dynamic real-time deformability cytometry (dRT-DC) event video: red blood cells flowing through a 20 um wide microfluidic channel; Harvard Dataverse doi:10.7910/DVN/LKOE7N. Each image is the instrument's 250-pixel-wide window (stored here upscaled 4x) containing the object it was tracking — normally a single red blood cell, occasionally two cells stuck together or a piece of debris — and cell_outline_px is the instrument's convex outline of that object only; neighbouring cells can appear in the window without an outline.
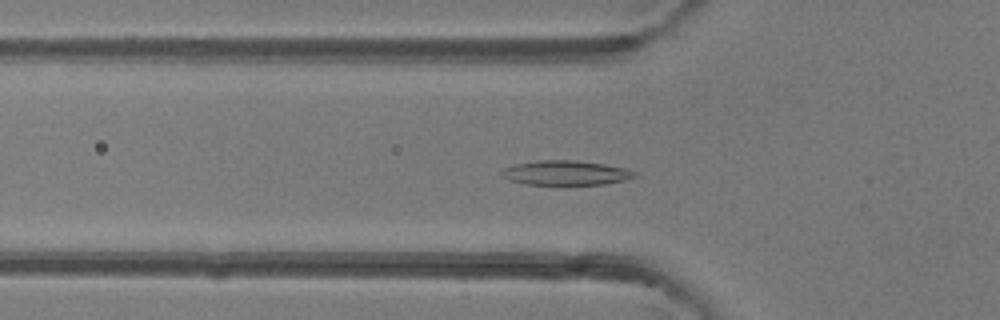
{"species": "common noctule bat (a hibernating species)", "species_latin": "Nyctalus noctula", "temperature_condition": "room temperature", "stored_images_in_passage": 49, "camera_frame_rate_fps": 3000, "um_per_image_px": 0.085, "animal": {"sex": "female"}, "frame": {"image": 1, "passage_image": 17, "time_ms": 5.333, "image_size_px": [1000, 320], "cell_outline_px": [[640, 176], [624, 180], [604, 184], [528, 184], [508, 180], [500, 172], [504, 168], [516, 164], [540, 160], [576, 160], [604, 164], [624, 168], [636, 172]], "centroid_in_image_um": [48.12, 14.69], "position_along_channel_um": 77.7, "area_um2": 18.84}}
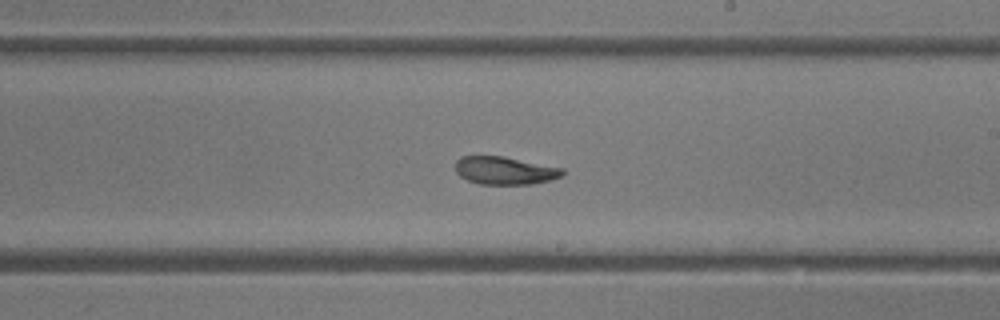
{"frame": {"image": 2, "passage_image": 29, "time_ms": 9.333, "image_size_px": [1000, 320], "cell_outline_px": [[564, 176], [532, 184], [480, 184], [468, 180], [460, 176], [456, 172], [456, 160], [460, 156], [504, 156], [564, 168]], "centroid_in_image_um": [42.92, 14.49], "position_along_channel_um": 246.1, "area_um2": 17.46}}
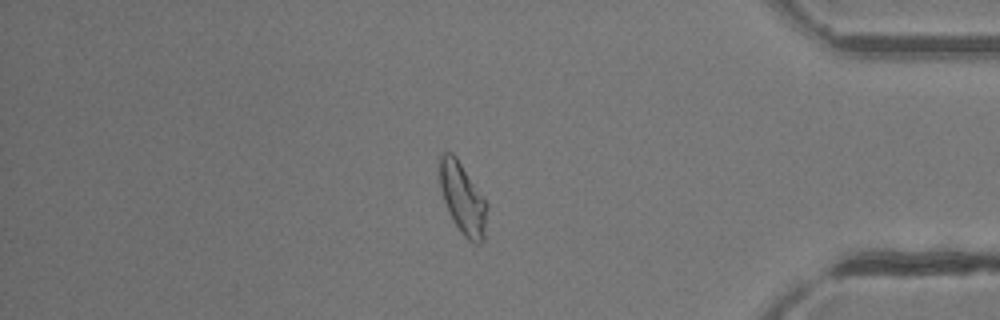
{"frame": {"image": 3, "passage_image": 42, "time_ms": 13.667, "image_size_px": [1000, 320], "cell_outline_px": [[488, 208], [484, 240], [480, 244], [476, 244], [468, 240], [464, 236], [452, 220], [448, 212], [440, 188], [440, 152], [452, 152], [456, 156], [488, 204]], "centroid_in_image_um": [39.34, 16.9], "position_along_channel_um": 395.9, "area_um2": 19.71}, "authors_computed_cell_mechanics": {"area_um2": 19.1896, "velocity_mm_per_s": 4.1921, "shape_relaxation_time_tau1_ms": 3.7414, "shape_relaxation_time_tau2_ms": 2.9571, "deformation_change_tau1": 0.1465, "deformation_change_tau2": 0.0729}}